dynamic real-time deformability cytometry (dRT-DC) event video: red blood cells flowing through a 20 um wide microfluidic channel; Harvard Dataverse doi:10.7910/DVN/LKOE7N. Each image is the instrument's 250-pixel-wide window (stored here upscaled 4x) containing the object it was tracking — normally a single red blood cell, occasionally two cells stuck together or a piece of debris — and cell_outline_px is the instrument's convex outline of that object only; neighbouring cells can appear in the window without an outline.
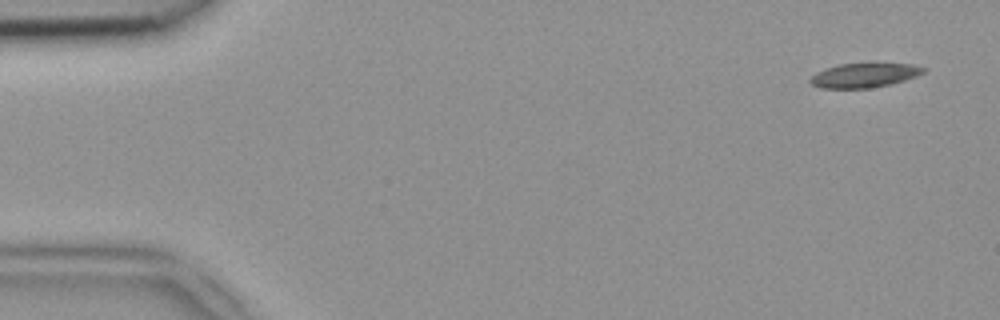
{"species": "common noctule bat (a hibernating species)", "species_latin": "Nyctalus noctula", "temperature_condition": "room temperature", "stored_images_in_passage": 11, "camera_frame_rate_fps": 3000, "um_per_image_px": 0.085, "animal": {"sex": "female", "body_mass_g": 18.4}, "frame": {"image": 1, "passage_image": 1, "time_ms": 0.0, "image_size_px": [1000, 320], "cell_outline_px": [[928, 68], [924, 72], [916, 76], [892, 84], [868, 88], [820, 88], [812, 84], [808, 80], [816, 72], [840, 64], [912, 64]], "centroid_in_image_um": [73.47, 6.41], "position_along_channel_um": 11.5, "area_um2": 15.84}}